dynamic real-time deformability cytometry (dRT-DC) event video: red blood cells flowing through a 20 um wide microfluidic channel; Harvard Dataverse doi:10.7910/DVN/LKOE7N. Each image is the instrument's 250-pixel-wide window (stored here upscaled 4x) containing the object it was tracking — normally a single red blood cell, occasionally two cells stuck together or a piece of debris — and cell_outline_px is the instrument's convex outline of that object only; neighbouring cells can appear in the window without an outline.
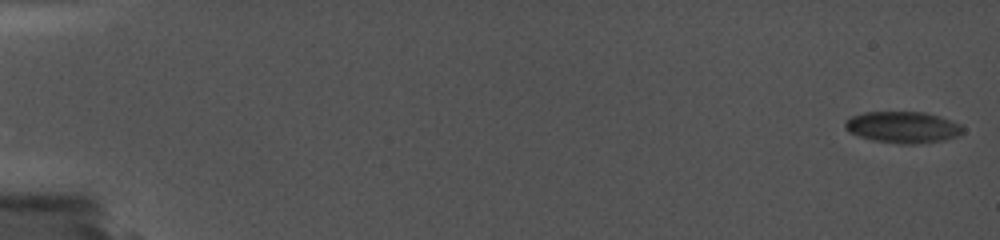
{"species": "common noctule bat (a hibernating species)", "species_latin": "Nyctalus noctula", "temperature_condition": "cold", "stored_images_in_passage": 10, "camera_frame_rate_fps": 5000, "um_per_image_px": 0.085, "animal": {"sex": "female", "body_mass_g": 19.0, "forearm_length_mm": 56.7}, "frame": {"image": 1, "passage_image": 1, "time_ms": 0.0, "image_size_px": [1000, 240], "cell_outline_px": [[964, 132], [956, 136], [944, 140], [912, 144], [900, 144], [872, 140], [848, 132], [844, 128], [844, 120], [852, 116], [864, 112], [924, 112], [940, 116], [960, 124], [964, 128]], "centroid_in_image_um": [76.72, 10.81], "position_along_channel_um": 8.3, "area_um2": 21.68}}
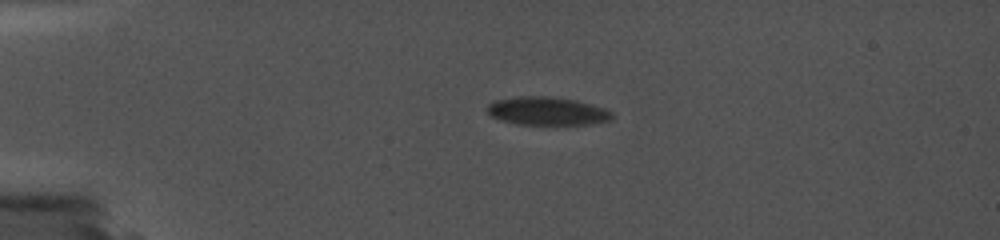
{"frame": {"image": 2, "passage_image": 6, "time_ms": 4.4, "image_size_px": [1000, 240], "cell_outline_px": [[612, 120], [588, 124], [516, 124], [500, 120], [492, 116], [488, 112], [488, 104], [496, 100], [520, 96], [548, 96], [576, 100], [604, 108], [612, 112]], "centroid_in_image_um": [46.51, 9.44], "position_along_channel_um": 38.5, "area_um2": 20.35}}